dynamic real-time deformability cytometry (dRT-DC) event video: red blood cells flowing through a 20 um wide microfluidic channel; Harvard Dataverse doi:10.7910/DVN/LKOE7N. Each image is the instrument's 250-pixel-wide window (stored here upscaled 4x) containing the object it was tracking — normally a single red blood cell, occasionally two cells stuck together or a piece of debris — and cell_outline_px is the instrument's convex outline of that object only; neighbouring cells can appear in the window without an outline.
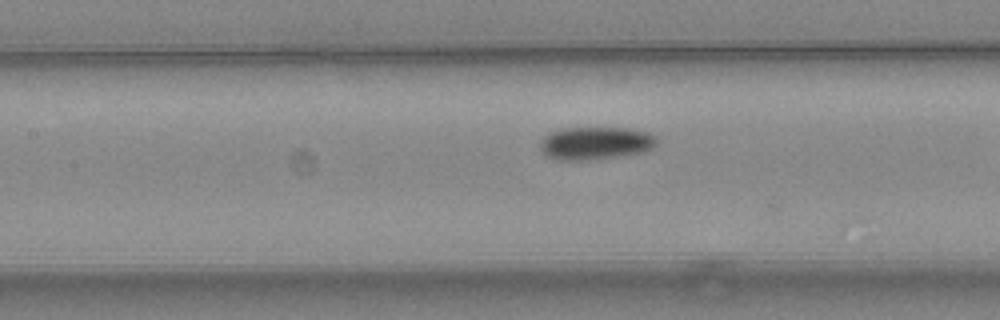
{"species": "common noctule bat (a hibernating species)", "species_latin": "Nyctalus noctula", "temperature_condition": "warm", "stored_images_in_passage": 12, "camera_frame_rate_fps": 3000, "um_per_image_px": 0.085, "animal": {"sex": "female", "body_mass_g": 24.6, "forearm_length_mm": 56.2}, "frame": {"image": 1, "passage_image": 11, "time_ms": 3.333, "image_size_px": [1000, 320], "cell_outline_px": [[656, 144], [652, 148], [644, 152], [624, 156], [588, 160], [556, 160], [548, 156], [540, 148], [540, 140], [544, 136], [560, 128], [632, 128], [648, 132], [656, 136]], "centroid_in_image_um": [50.64, 12.17], "position_along_channel_um": 156.8, "area_um2": 22.54}}